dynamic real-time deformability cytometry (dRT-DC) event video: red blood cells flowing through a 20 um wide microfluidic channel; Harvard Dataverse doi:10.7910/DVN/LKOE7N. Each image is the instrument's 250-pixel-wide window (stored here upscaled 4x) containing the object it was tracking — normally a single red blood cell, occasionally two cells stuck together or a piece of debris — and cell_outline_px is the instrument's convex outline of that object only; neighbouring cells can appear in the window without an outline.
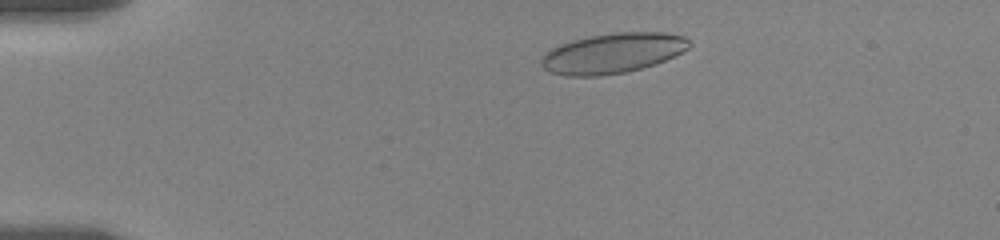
{"species": "human", "species_latin": "Homo sapiens", "temperature_condition": "room temperature", "stored_images_in_passage": 52, "camera_frame_rate_fps": 3000, "um_per_image_px": 0.085, "donor": {"sex": "female"}, "frame": {"image": 1, "passage_image": 6, "time_ms": 1.667, "image_size_px": [1000, 240], "cell_outline_px": [[692, 44], [688, 48], [656, 64], [624, 72], [600, 76], [564, 76], [548, 72], [540, 64], [540, 60], [552, 48], [560, 44], [572, 40], [592, 36], [616, 32], [664, 32], [684, 36]], "centroid_in_image_um": [52.06, 4.52], "position_along_channel_um": 32.9, "area_um2": 34.39}}
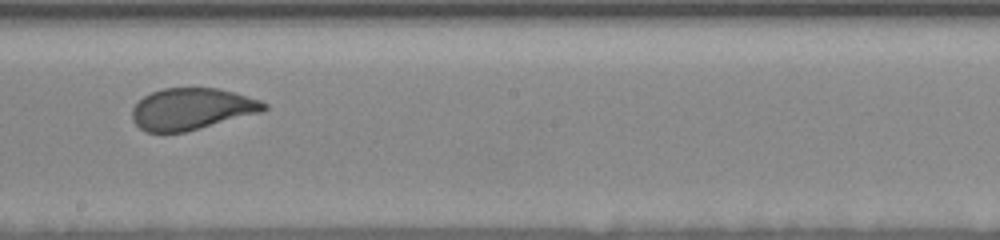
{"frame": {"image": 2, "passage_image": 28, "time_ms": 9.0, "image_size_px": [1000, 240], "cell_outline_px": [[268, 108], [260, 112], [184, 132], [144, 132], [132, 120], [132, 108], [144, 96], [152, 92], [164, 88], [216, 88], [236, 92], [260, 100], [268, 104]], "centroid_in_image_um": [16.29, 9.25], "position_along_channel_um": 231.9, "area_um2": 31.73}}
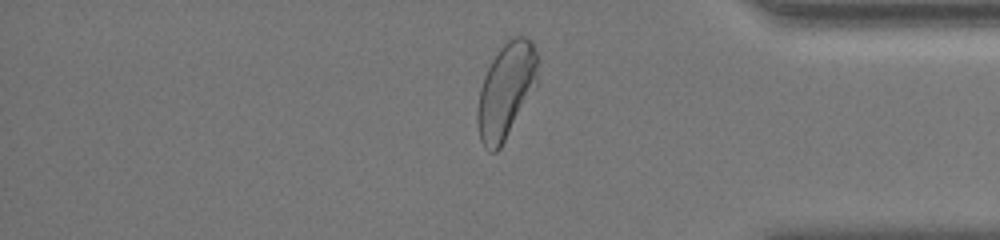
{"frame": {"image": 3, "passage_image": 43, "time_ms": 14.0, "image_size_px": [1000, 240], "cell_outline_px": [[540, 56], [536, 88], [500, 148], [496, 152], [488, 152], [484, 148], [480, 140], [476, 124], [476, 108], [480, 88], [484, 76], [492, 60], [500, 48], [512, 36], [524, 36], [532, 40]], "centroid_in_image_um": [43.03, 7.7], "position_along_channel_um": 392.2, "area_um2": 34.22}, "authors_computed_cell_mechanics": {"area_um2": 33.7263, "velocity_mm_per_s": 3.5112, "shape_relaxation_time_tau1_ms": 4.4673, "shape_relaxation_time_tau2_ms": null, "deformation_change_tau1": 0.1494, "deformation_change_tau2": null}}